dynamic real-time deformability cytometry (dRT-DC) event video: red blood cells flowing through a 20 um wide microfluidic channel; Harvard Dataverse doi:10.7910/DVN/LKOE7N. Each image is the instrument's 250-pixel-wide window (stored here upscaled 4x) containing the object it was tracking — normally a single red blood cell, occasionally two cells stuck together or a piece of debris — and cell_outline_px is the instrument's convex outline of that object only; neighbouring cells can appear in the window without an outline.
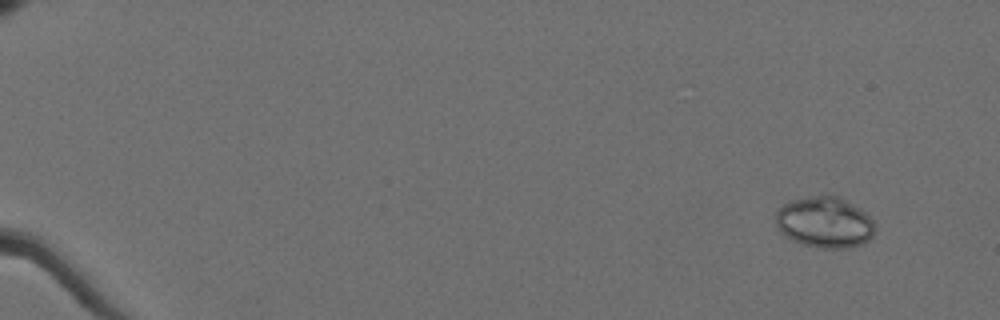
{"species": "Egyptian fruit bat (a non-hibernating species)", "species_latin": "Rousettus aegyptiacus", "temperature_condition": "cold", "stored_images_in_passage": 61, "camera_frame_rate_fps": 3000, "um_per_image_px": 0.085, "animal": {"sex": "female"}, "frame": {"image": 1, "passage_image": 6, "time_ms": 1.667, "image_size_px": [1000, 320], "cell_outline_px": [[876, 228], [872, 236], [868, 240], [860, 244], [848, 248], [820, 248], [804, 244], [792, 240], [784, 236], [776, 228], [776, 212], [784, 204], [792, 200], [816, 196], [840, 196], [860, 208], [872, 220]], "centroid_in_image_um": [70.09, 18.91], "position_along_channel_um": 14.9, "area_um2": 29.42}}
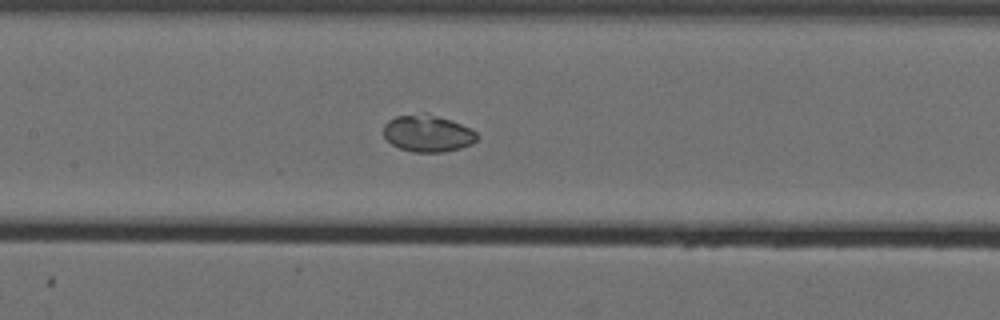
{"frame": {"image": 2, "passage_image": 33, "time_ms": 10.667, "image_size_px": [1000, 320], "cell_outline_px": [[476, 140], [472, 144], [460, 148], [444, 152], [412, 152], [400, 148], [392, 144], [384, 136], [384, 124], [388, 120], [396, 116], [424, 112], [460, 124], [476, 132]], "centroid_in_image_um": [36.31, 11.34], "position_along_channel_um": 171.1, "area_um2": 19.88}}
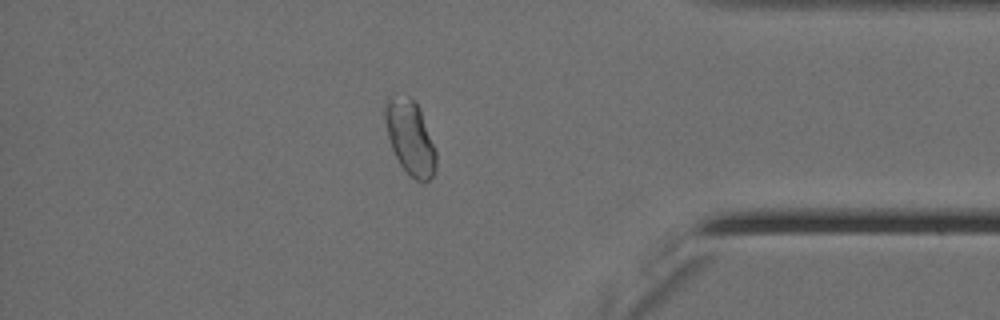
{"frame": {"image": 3, "passage_image": 54, "time_ms": 17.667, "image_size_px": [1000, 320], "cell_outline_px": [[436, 168], [432, 176], [424, 184], [416, 180], [400, 164], [392, 148], [388, 136], [384, 116], [384, 104], [388, 100], [416, 100], [420, 108], [436, 148]], "centroid_in_image_um": [34.91, 11.77], "position_along_channel_um": 400.3, "area_um2": 21.56}, "authors_computed_cell_mechanics": {"area_um2": 23.12, "velocity_mm_per_s": 3.5518, "shape_relaxation_time_tau1_ms": null, "shape_relaxation_time_tau2_ms": 10.2586, "deformation_change_tau1": null, "deformation_change_tau2": 0.0793}}